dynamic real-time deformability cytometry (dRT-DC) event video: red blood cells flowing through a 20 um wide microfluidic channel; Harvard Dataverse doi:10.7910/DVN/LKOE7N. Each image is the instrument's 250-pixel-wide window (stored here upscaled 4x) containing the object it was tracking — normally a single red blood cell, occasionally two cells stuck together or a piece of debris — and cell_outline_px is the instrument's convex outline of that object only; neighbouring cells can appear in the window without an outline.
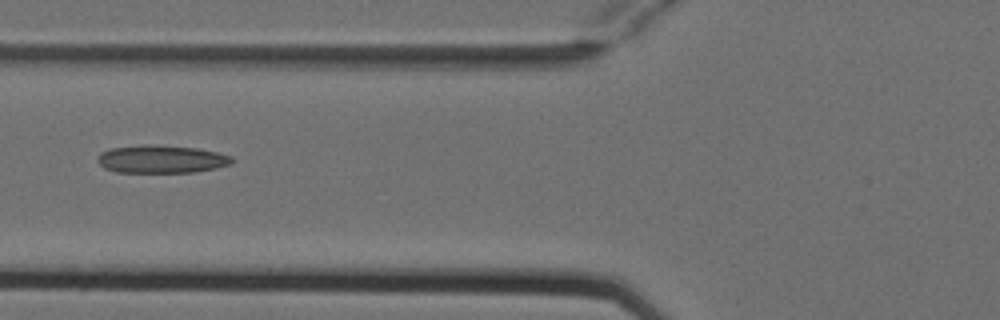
{"species": "Egyptian fruit bat (a non-hibernating species)", "species_latin": "Rousettus aegyptiacus", "temperature_condition": "cold", "stored_images_in_passage": 5, "camera_frame_rate_fps": 3000, "um_per_image_px": 0.085, "animal": {"sex": "female"}, "frame": {"image": 1, "passage_image": 4, "time_ms": 1.0, "image_size_px": [1000, 320], "cell_outline_px": [[232, 164], [216, 168], [196, 172], [116, 172], [104, 168], [96, 160], [100, 152], [108, 148], [196, 148], [216, 152], [232, 156]], "centroid_in_image_um": [13.74, 13.59], "position_along_channel_um": 112.1, "area_um2": 20.63}}
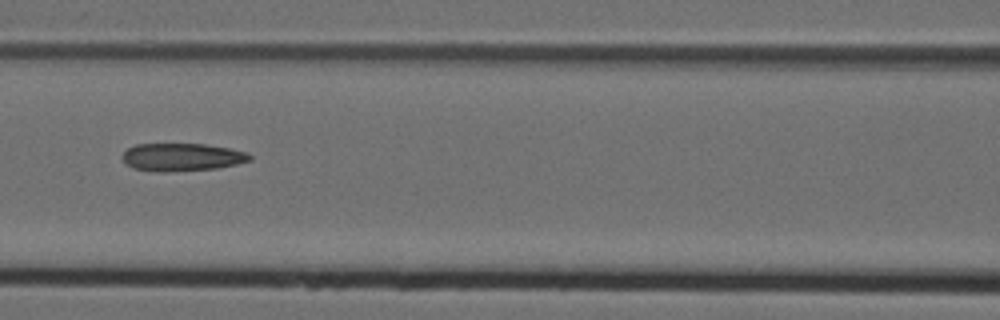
{"frame": {"image": 2, "passage_image": 5, "time_ms": 1.333, "image_size_px": [1000, 320], "cell_outline_px": [[252, 160], [236, 164], [216, 168], [164, 172], [132, 168], [124, 164], [120, 156], [128, 148], [136, 144], [204, 144], [228, 148], [248, 152], [252, 156]], "centroid_in_image_um": [15.44, 13.35], "position_along_channel_um": 151.2, "area_um2": 20.69}}